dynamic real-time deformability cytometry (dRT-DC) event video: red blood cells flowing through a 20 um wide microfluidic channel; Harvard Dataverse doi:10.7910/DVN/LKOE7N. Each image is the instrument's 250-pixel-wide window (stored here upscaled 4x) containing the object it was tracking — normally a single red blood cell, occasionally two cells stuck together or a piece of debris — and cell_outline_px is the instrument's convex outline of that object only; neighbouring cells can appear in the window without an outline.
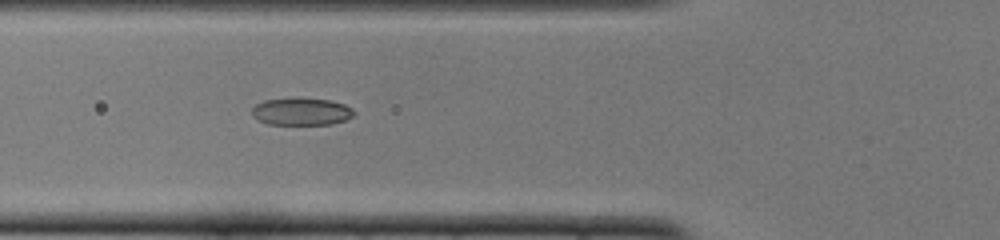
{"species": "common noctule bat (a hibernating species)", "species_latin": "Nyctalus noctula", "temperature_condition": "cold", "stored_images_in_passage": 29, "camera_frame_rate_fps": 3000, "um_per_image_px": 0.085, "animal": {"sex": "female", "body_mass_g": 22.0, "forearm_length_mm": 56.7}, "frame": {"image": 1, "passage_image": 3, "time_ms": 0.667, "image_size_px": [1000, 240], "cell_outline_px": [[356, 112], [352, 116], [344, 120], [332, 124], [268, 124], [252, 116], [252, 108], [256, 104], [264, 100], [300, 96], [328, 100], [344, 104], [352, 108]], "centroid_in_image_um": [25.61, 9.45], "position_along_channel_um": 100.2, "area_um2": 16.53}}
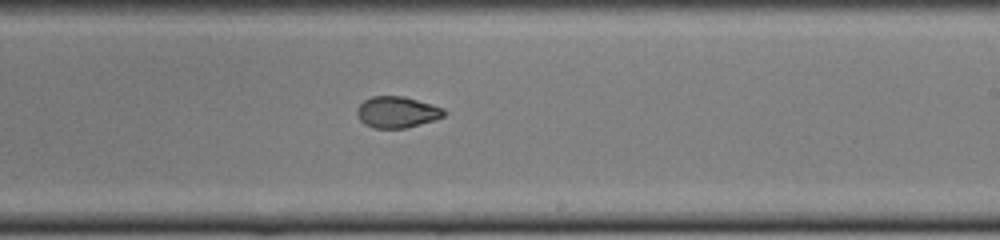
{"frame": {"image": 2, "passage_image": 15, "time_ms": 4.667, "image_size_px": [1000, 240], "cell_outline_px": [[448, 112], [444, 116], [436, 120], [404, 128], [372, 128], [364, 124], [360, 120], [356, 112], [356, 108], [364, 100], [372, 96], [404, 96], [444, 108]], "centroid_in_image_um": [33.75, 9.53], "position_along_channel_um": 255.2, "area_um2": 16.01}}
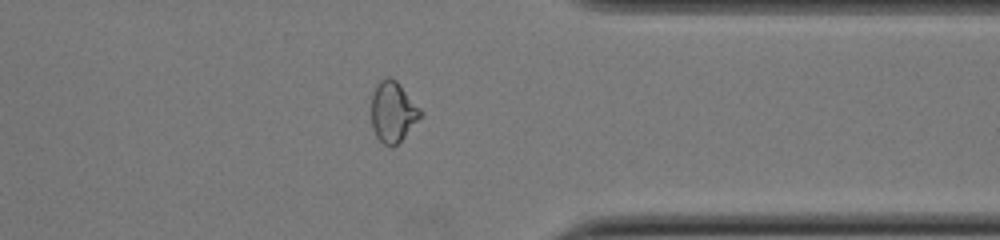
{"frame": {"image": 3, "passage_image": 25, "time_ms": 8.0, "image_size_px": [1000, 240], "cell_outline_px": [[424, 112], [404, 136], [392, 148], [384, 144], [376, 136], [372, 128], [372, 92], [376, 84], [384, 76], [388, 76], [396, 80], [400, 84]], "centroid_in_image_um": [33.38, 9.47], "position_along_channel_um": 378.0, "area_um2": 17.34}}